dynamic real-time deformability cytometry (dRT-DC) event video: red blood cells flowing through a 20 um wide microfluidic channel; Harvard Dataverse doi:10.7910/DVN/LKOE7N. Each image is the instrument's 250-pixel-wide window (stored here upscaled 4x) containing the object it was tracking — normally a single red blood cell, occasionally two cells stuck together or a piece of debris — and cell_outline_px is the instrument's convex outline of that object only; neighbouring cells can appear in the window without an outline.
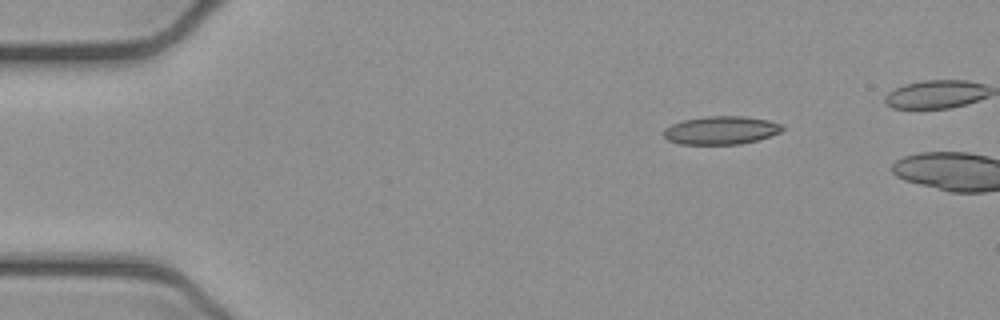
{"species": "common noctule bat (a hibernating species)", "species_latin": "Nyctalus noctula", "temperature_condition": "cold", "stored_images_in_passage": 4, "camera_frame_rate_fps": 3000, "um_per_image_px": 0.085, "animal": {"sex": "female", "body_mass_g": 21.9}, "frame": {"image": 1, "passage_image": 1, "time_ms": 0.0, "image_size_px": [1000, 320], "cell_outline_px": [[784, 128], [780, 132], [756, 140], [740, 144], [680, 144], [668, 140], [664, 136], [664, 128], [672, 124], [684, 120], [708, 116], [744, 116], [768, 120], [784, 124]], "centroid_in_image_um": [61.3, 11.07], "position_along_channel_um": 23.7, "area_um2": 19.42}}